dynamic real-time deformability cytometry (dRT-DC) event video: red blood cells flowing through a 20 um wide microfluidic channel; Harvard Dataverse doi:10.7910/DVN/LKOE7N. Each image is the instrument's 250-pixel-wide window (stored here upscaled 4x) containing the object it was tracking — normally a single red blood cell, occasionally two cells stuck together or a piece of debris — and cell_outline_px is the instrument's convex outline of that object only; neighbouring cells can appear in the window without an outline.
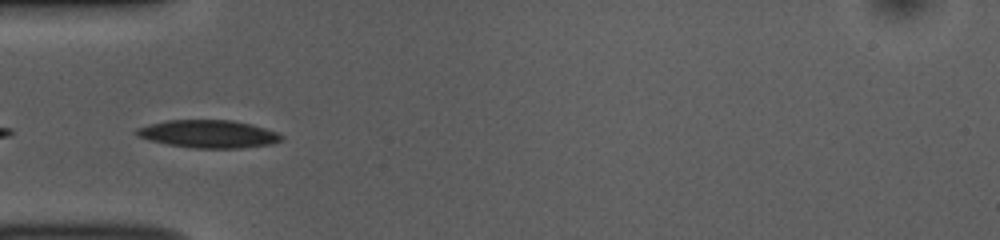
{"species": "common noctule bat (a hibernating species)", "species_latin": "Nyctalus noctula", "temperature_condition": "room temperature", "stored_images_in_passage": 37, "camera_frame_rate_fps": 3000, "um_per_image_px": 0.085, "animal": {"sex": "female", "body_mass_g": 10.0, "forearm_length_mm": 53.1}, "frame": {"image": 1, "passage_image": 1, "time_ms": 0.0, "image_size_px": [1000, 240], "cell_outline_px": [[284, 140], [272, 144], [244, 148], [192, 148], [168, 144], [148, 140], [136, 136], [132, 132], [136, 128], [148, 124], [168, 120], [232, 120], [252, 124], [276, 132], [284, 136]], "centroid_in_image_um": [17.7, 11.39], "position_along_channel_um": 67.3, "area_um2": 23.76}}
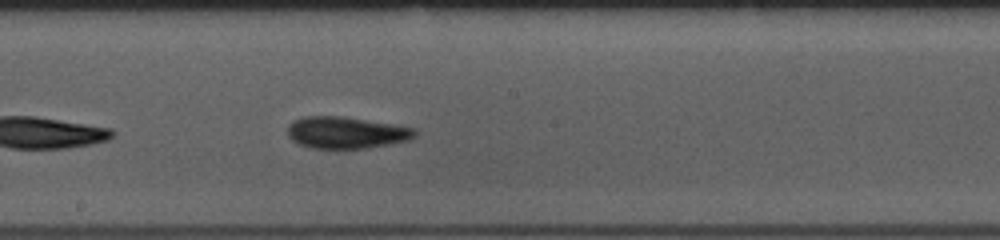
{"frame": {"image": 2, "passage_image": 13, "time_ms": 4.0, "image_size_px": [1000, 240], "cell_outline_px": [[416, 136], [408, 140], [388, 144], [364, 148], [312, 148], [300, 144], [292, 140], [288, 136], [288, 124], [292, 120], [304, 116], [344, 116], [416, 128]], "centroid_in_image_um": [29.4, 11.25], "position_along_channel_um": 218.8, "area_um2": 23.52}}
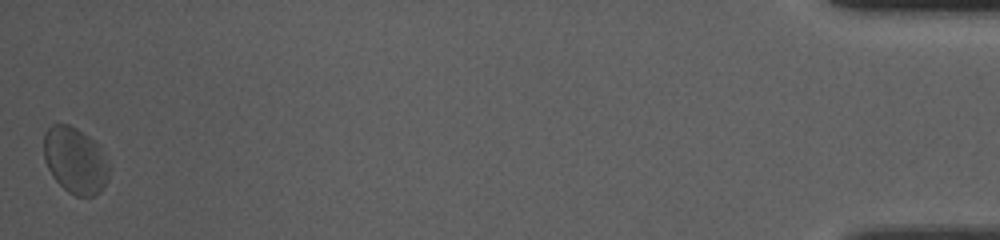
{"frame": {"image": 3, "passage_image": 37, "time_ms": 12.0, "image_size_px": [1000, 240], "cell_outline_px": [[108, 176], [100, 192], [92, 196], [76, 196], [68, 192], [52, 176], [44, 160], [44, 132], [52, 124], [68, 124], [76, 128], [88, 136], [96, 144], [108, 168]], "centroid_in_image_um": [6.33, 13.63], "position_along_channel_um": 428.9, "area_um2": 24.62}, "authors_computed_cell_mechanics": {"area_um2": 23.698, "velocity_mm_per_s": 3.7844, "shape_relaxation_time_tau1_ms": 2.9558, "shape_relaxation_time_tau2_ms": 1.883, "deformation_change_tau1": 0.0853, "deformation_change_tau2": 0.0713}}